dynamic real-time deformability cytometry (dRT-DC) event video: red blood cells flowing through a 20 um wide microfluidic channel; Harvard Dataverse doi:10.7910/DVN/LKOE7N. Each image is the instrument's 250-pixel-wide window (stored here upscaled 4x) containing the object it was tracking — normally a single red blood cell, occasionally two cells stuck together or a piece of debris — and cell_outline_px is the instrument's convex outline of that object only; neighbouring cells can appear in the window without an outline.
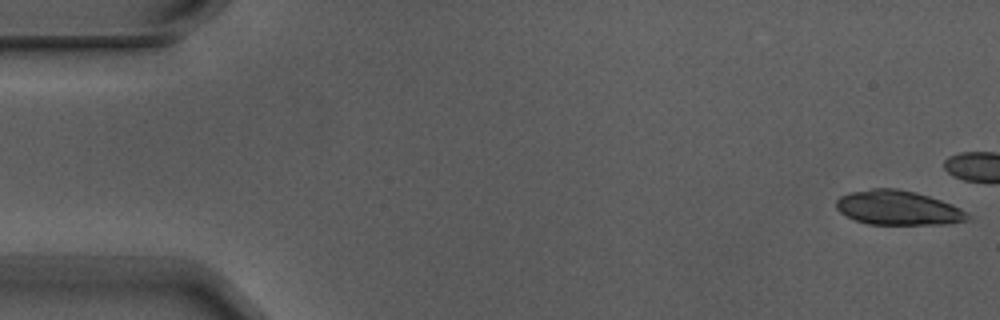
{"species": "Egyptian fruit bat (a non-hibernating species)", "species_latin": "Rousettus aegyptiacus", "temperature_condition": "warm", "stored_images_in_passage": 7, "camera_frame_rate_fps": 3000, "um_per_image_px": 0.085, "animal": {"sex": "male"}, "frame": {"image": 1, "passage_image": 1, "time_ms": 0.0, "image_size_px": [1000, 320], "cell_outline_px": [[972, 220], [948, 224], [868, 224], [856, 220], [840, 212], [836, 208], [836, 200], [840, 196], [848, 192], [872, 188], [896, 188], [916, 192], [952, 204], [960, 208], [972, 216]], "centroid_in_image_um": [76.36, 17.66], "position_along_channel_um": 8.6, "area_um2": 26.53}}